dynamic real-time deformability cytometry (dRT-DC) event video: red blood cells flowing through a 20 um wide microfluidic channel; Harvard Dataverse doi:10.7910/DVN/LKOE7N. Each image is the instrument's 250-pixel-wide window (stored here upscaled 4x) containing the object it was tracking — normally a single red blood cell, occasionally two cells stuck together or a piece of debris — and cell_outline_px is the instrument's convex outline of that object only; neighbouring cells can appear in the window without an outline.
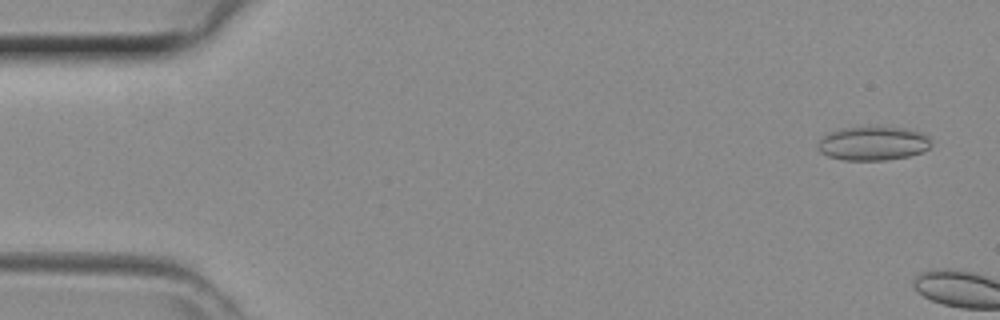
{"species": "common noctule bat (a hibernating species)", "species_latin": "Nyctalus noctula", "temperature_condition": "room temperature", "stored_images_in_passage": 4, "camera_frame_rate_fps": 3000, "um_per_image_px": 0.085, "animal": {"sex": "female", "body_mass_g": 29.2, "forearm_length_mm": 56.3}, "frame": {"image": 1, "passage_image": 2, "time_ms": 0.333, "image_size_px": [1000, 320], "cell_outline_px": [[932, 144], [924, 152], [908, 156], [884, 160], [844, 160], [828, 156], [820, 152], [816, 144], [828, 132], [840, 128], [904, 128], [920, 132], [928, 136]], "centroid_in_image_um": [74.2, 12.2], "position_along_channel_um": 10.8, "area_um2": 22.2}}